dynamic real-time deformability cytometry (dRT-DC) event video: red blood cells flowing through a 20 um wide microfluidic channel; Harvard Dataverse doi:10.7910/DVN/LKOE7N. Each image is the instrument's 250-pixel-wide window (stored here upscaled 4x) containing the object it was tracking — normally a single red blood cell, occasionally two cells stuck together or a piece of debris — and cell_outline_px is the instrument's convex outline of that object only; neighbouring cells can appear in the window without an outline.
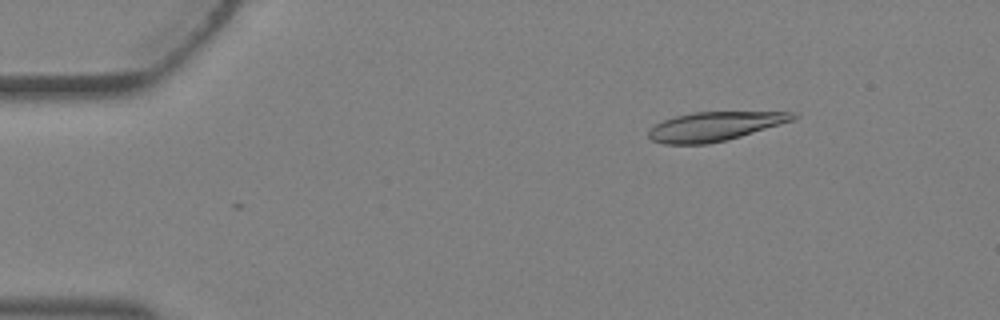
{"species": "Egyptian fruit bat (a non-hibernating species)", "species_latin": "Rousettus aegyptiacus", "temperature_condition": "warm", "stored_images_in_passage": 4, "camera_frame_rate_fps": 3000, "um_per_image_px": 0.085, "animal": {"sex": "female"}, "frame": {"image": 1, "passage_image": 2, "time_ms": 0.333, "image_size_px": [1000, 320], "cell_outline_px": [[800, 116], [792, 120], [780, 124], [740, 136], [708, 144], [664, 144], [652, 140], [648, 136], [648, 132], [656, 124], [664, 120], [676, 116], [692, 112], [792, 112]], "centroid_in_image_um": [60.72, 10.74], "position_along_channel_um": 24.3, "area_um2": 24.04}}
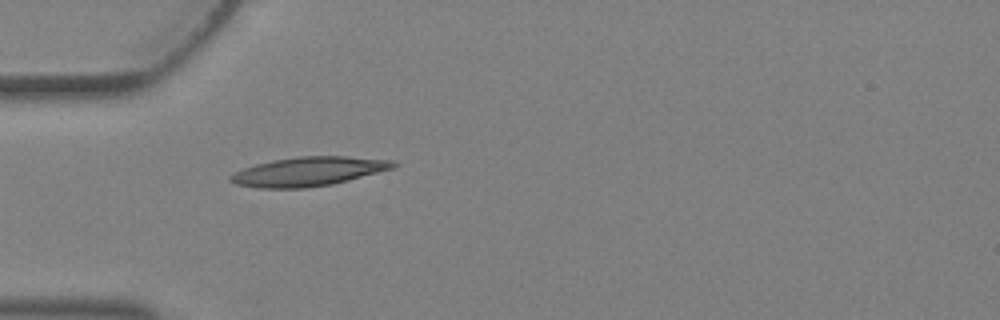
{"frame": {"image": 2, "passage_image": 4, "time_ms": 1.0, "image_size_px": [1000, 320], "cell_outline_px": [[400, 164], [392, 168], [348, 180], [332, 184], [308, 188], [256, 188], [236, 184], [228, 180], [228, 176], [244, 168], [256, 164], [272, 160], [300, 156], [348, 156], [392, 160]], "centroid_in_image_um": [26.2, 14.58], "position_along_channel_um": 58.8, "area_um2": 27.57}}